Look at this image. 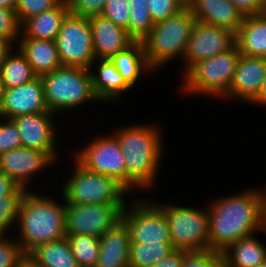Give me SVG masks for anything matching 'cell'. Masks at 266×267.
<instances>
[{
    "label": "cell",
    "instance_id": "cell-1",
    "mask_svg": "<svg viewBox=\"0 0 266 267\" xmlns=\"http://www.w3.org/2000/svg\"><path fill=\"white\" fill-rule=\"evenodd\" d=\"M209 215V248L223 252L239 239L264 232L262 190H246L212 201Z\"/></svg>",
    "mask_w": 266,
    "mask_h": 267
},
{
    "label": "cell",
    "instance_id": "cell-2",
    "mask_svg": "<svg viewBox=\"0 0 266 267\" xmlns=\"http://www.w3.org/2000/svg\"><path fill=\"white\" fill-rule=\"evenodd\" d=\"M155 125H131L115 130L127 170V190L153 187L162 157V134ZM160 161V162H159Z\"/></svg>",
    "mask_w": 266,
    "mask_h": 267
},
{
    "label": "cell",
    "instance_id": "cell-3",
    "mask_svg": "<svg viewBox=\"0 0 266 267\" xmlns=\"http://www.w3.org/2000/svg\"><path fill=\"white\" fill-rule=\"evenodd\" d=\"M17 222L18 242L28 255L40 244L66 237L65 202L63 205L27 190L21 199Z\"/></svg>",
    "mask_w": 266,
    "mask_h": 267
},
{
    "label": "cell",
    "instance_id": "cell-4",
    "mask_svg": "<svg viewBox=\"0 0 266 267\" xmlns=\"http://www.w3.org/2000/svg\"><path fill=\"white\" fill-rule=\"evenodd\" d=\"M48 110L56 114L72 110L89 101H99L93 87L91 70L61 66L40 76Z\"/></svg>",
    "mask_w": 266,
    "mask_h": 267
},
{
    "label": "cell",
    "instance_id": "cell-5",
    "mask_svg": "<svg viewBox=\"0 0 266 267\" xmlns=\"http://www.w3.org/2000/svg\"><path fill=\"white\" fill-rule=\"evenodd\" d=\"M196 22L189 8L155 23L151 32L142 40L148 64L156 70L177 56L183 57L187 41Z\"/></svg>",
    "mask_w": 266,
    "mask_h": 267
},
{
    "label": "cell",
    "instance_id": "cell-6",
    "mask_svg": "<svg viewBox=\"0 0 266 267\" xmlns=\"http://www.w3.org/2000/svg\"><path fill=\"white\" fill-rule=\"evenodd\" d=\"M240 56L235 45L228 51L193 64L183 72V92L221 98L229 89Z\"/></svg>",
    "mask_w": 266,
    "mask_h": 267
},
{
    "label": "cell",
    "instance_id": "cell-7",
    "mask_svg": "<svg viewBox=\"0 0 266 267\" xmlns=\"http://www.w3.org/2000/svg\"><path fill=\"white\" fill-rule=\"evenodd\" d=\"M72 175L64 184L63 201L73 204H126L129 192L115 178L86 170L76 160Z\"/></svg>",
    "mask_w": 266,
    "mask_h": 267
},
{
    "label": "cell",
    "instance_id": "cell-8",
    "mask_svg": "<svg viewBox=\"0 0 266 267\" xmlns=\"http://www.w3.org/2000/svg\"><path fill=\"white\" fill-rule=\"evenodd\" d=\"M165 212L172 245L186 251L209 250V215L207 210L174 204H158Z\"/></svg>",
    "mask_w": 266,
    "mask_h": 267
},
{
    "label": "cell",
    "instance_id": "cell-9",
    "mask_svg": "<svg viewBox=\"0 0 266 267\" xmlns=\"http://www.w3.org/2000/svg\"><path fill=\"white\" fill-rule=\"evenodd\" d=\"M55 41L63 66L93 70L96 57L89 18L69 13L63 20Z\"/></svg>",
    "mask_w": 266,
    "mask_h": 267
},
{
    "label": "cell",
    "instance_id": "cell-10",
    "mask_svg": "<svg viewBox=\"0 0 266 267\" xmlns=\"http://www.w3.org/2000/svg\"><path fill=\"white\" fill-rule=\"evenodd\" d=\"M125 206L122 221L130 233V243H172L165 212L151 200L137 199Z\"/></svg>",
    "mask_w": 266,
    "mask_h": 267
},
{
    "label": "cell",
    "instance_id": "cell-11",
    "mask_svg": "<svg viewBox=\"0 0 266 267\" xmlns=\"http://www.w3.org/2000/svg\"><path fill=\"white\" fill-rule=\"evenodd\" d=\"M128 204H73L65 202L66 235L101 237L122 221Z\"/></svg>",
    "mask_w": 266,
    "mask_h": 267
},
{
    "label": "cell",
    "instance_id": "cell-12",
    "mask_svg": "<svg viewBox=\"0 0 266 267\" xmlns=\"http://www.w3.org/2000/svg\"><path fill=\"white\" fill-rule=\"evenodd\" d=\"M74 159L86 170L115 178L127 189V170L117 136H101L75 152Z\"/></svg>",
    "mask_w": 266,
    "mask_h": 267
},
{
    "label": "cell",
    "instance_id": "cell-13",
    "mask_svg": "<svg viewBox=\"0 0 266 267\" xmlns=\"http://www.w3.org/2000/svg\"><path fill=\"white\" fill-rule=\"evenodd\" d=\"M236 33L229 29L196 21L187 41L183 62L187 71L193 64L232 49Z\"/></svg>",
    "mask_w": 266,
    "mask_h": 267
},
{
    "label": "cell",
    "instance_id": "cell-14",
    "mask_svg": "<svg viewBox=\"0 0 266 267\" xmlns=\"http://www.w3.org/2000/svg\"><path fill=\"white\" fill-rule=\"evenodd\" d=\"M50 111L21 115L11 119L20 133L22 147L39 150L58 159L55 138L56 127Z\"/></svg>",
    "mask_w": 266,
    "mask_h": 267
},
{
    "label": "cell",
    "instance_id": "cell-15",
    "mask_svg": "<svg viewBox=\"0 0 266 267\" xmlns=\"http://www.w3.org/2000/svg\"><path fill=\"white\" fill-rule=\"evenodd\" d=\"M49 154L25 147L11 149L0 155V171L28 190L32 176L54 163Z\"/></svg>",
    "mask_w": 266,
    "mask_h": 267
},
{
    "label": "cell",
    "instance_id": "cell-16",
    "mask_svg": "<svg viewBox=\"0 0 266 267\" xmlns=\"http://www.w3.org/2000/svg\"><path fill=\"white\" fill-rule=\"evenodd\" d=\"M48 111L43 83L37 76L18 87L5 89L0 106V118L13 119L21 115Z\"/></svg>",
    "mask_w": 266,
    "mask_h": 267
},
{
    "label": "cell",
    "instance_id": "cell-17",
    "mask_svg": "<svg viewBox=\"0 0 266 267\" xmlns=\"http://www.w3.org/2000/svg\"><path fill=\"white\" fill-rule=\"evenodd\" d=\"M265 78L266 58L241 55L229 89L222 97L238 98L249 104L258 95Z\"/></svg>",
    "mask_w": 266,
    "mask_h": 267
},
{
    "label": "cell",
    "instance_id": "cell-18",
    "mask_svg": "<svg viewBox=\"0 0 266 267\" xmlns=\"http://www.w3.org/2000/svg\"><path fill=\"white\" fill-rule=\"evenodd\" d=\"M95 57L110 59L113 55L126 50L135 40L127 30L101 15L89 18Z\"/></svg>",
    "mask_w": 266,
    "mask_h": 267
},
{
    "label": "cell",
    "instance_id": "cell-19",
    "mask_svg": "<svg viewBox=\"0 0 266 267\" xmlns=\"http://www.w3.org/2000/svg\"><path fill=\"white\" fill-rule=\"evenodd\" d=\"M196 21L226 28L234 33L245 15L229 0H194L188 7Z\"/></svg>",
    "mask_w": 266,
    "mask_h": 267
},
{
    "label": "cell",
    "instance_id": "cell-20",
    "mask_svg": "<svg viewBox=\"0 0 266 267\" xmlns=\"http://www.w3.org/2000/svg\"><path fill=\"white\" fill-rule=\"evenodd\" d=\"M130 233L123 221L100 237L95 267H129Z\"/></svg>",
    "mask_w": 266,
    "mask_h": 267
},
{
    "label": "cell",
    "instance_id": "cell-21",
    "mask_svg": "<svg viewBox=\"0 0 266 267\" xmlns=\"http://www.w3.org/2000/svg\"><path fill=\"white\" fill-rule=\"evenodd\" d=\"M18 41V48L26 56L37 76L40 77L62 66L56 41L28 38L22 33Z\"/></svg>",
    "mask_w": 266,
    "mask_h": 267
},
{
    "label": "cell",
    "instance_id": "cell-22",
    "mask_svg": "<svg viewBox=\"0 0 266 267\" xmlns=\"http://www.w3.org/2000/svg\"><path fill=\"white\" fill-rule=\"evenodd\" d=\"M236 45L241 55L266 58V11L245 15L236 33Z\"/></svg>",
    "mask_w": 266,
    "mask_h": 267
},
{
    "label": "cell",
    "instance_id": "cell-23",
    "mask_svg": "<svg viewBox=\"0 0 266 267\" xmlns=\"http://www.w3.org/2000/svg\"><path fill=\"white\" fill-rule=\"evenodd\" d=\"M70 13L66 0L56 7L28 18L21 25V33L28 38L55 41L63 20Z\"/></svg>",
    "mask_w": 266,
    "mask_h": 267
},
{
    "label": "cell",
    "instance_id": "cell-24",
    "mask_svg": "<svg viewBox=\"0 0 266 267\" xmlns=\"http://www.w3.org/2000/svg\"><path fill=\"white\" fill-rule=\"evenodd\" d=\"M96 62L99 63L96 70L98 72L91 71V75L95 94L100 101L107 103L114 99V102L121 94L131 89L110 59L96 58L94 63L97 64Z\"/></svg>",
    "mask_w": 266,
    "mask_h": 267
},
{
    "label": "cell",
    "instance_id": "cell-25",
    "mask_svg": "<svg viewBox=\"0 0 266 267\" xmlns=\"http://www.w3.org/2000/svg\"><path fill=\"white\" fill-rule=\"evenodd\" d=\"M255 236L243 237L222 252L226 267H257L266 261V247Z\"/></svg>",
    "mask_w": 266,
    "mask_h": 267
},
{
    "label": "cell",
    "instance_id": "cell-26",
    "mask_svg": "<svg viewBox=\"0 0 266 267\" xmlns=\"http://www.w3.org/2000/svg\"><path fill=\"white\" fill-rule=\"evenodd\" d=\"M110 61L131 88L139 80L142 70L146 69L145 71H148L149 69L152 71L141 41H135L126 50L113 55Z\"/></svg>",
    "mask_w": 266,
    "mask_h": 267
},
{
    "label": "cell",
    "instance_id": "cell-27",
    "mask_svg": "<svg viewBox=\"0 0 266 267\" xmlns=\"http://www.w3.org/2000/svg\"><path fill=\"white\" fill-rule=\"evenodd\" d=\"M27 256L40 267H79L66 237L40 244Z\"/></svg>",
    "mask_w": 266,
    "mask_h": 267
},
{
    "label": "cell",
    "instance_id": "cell-28",
    "mask_svg": "<svg viewBox=\"0 0 266 267\" xmlns=\"http://www.w3.org/2000/svg\"><path fill=\"white\" fill-rule=\"evenodd\" d=\"M12 49L5 53L0 62V76L5 89L18 87L37 77L21 50L18 48V54H12Z\"/></svg>",
    "mask_w": 266,
    "mask_h": 267
},
{
    "label": "cell",
    "instance_id": "cell-29",
    "mask_svg": "<svg viewBox=\"0 0 266 267\" xmlns=\"http://www.w3.org/2000/svg\"><path fill=\"white\" fill-rule=\"evenodd\" d=\"M174 250L172 243H130L129 267H151Z\"/></svg>",
    "mask_w": 266,
    "mask_h": 267
},
{
    "label": "cell",
    "instance_id": "cell-30",
    "mask_svg": "<svg viewBox=\"0 0 266 267\" xmlns=\"http://www.w3.org/2000/svg\"><path fill=\"white\" fill-rule=\"evenodd\" d=\"M72 255L79 267H95L98 261L100 237L92 235H66Z\"/></svg>",
    "mask_w": 266,
    "mask_h": 267
},
{
    "label": "cell",
    "instance_id": "cell-31",
    "mask_svg": "<svg viewBox=\"0 0 266 267\" xmlns=\"http://www.w3.org/2000/svg\"><path fill=\"white\" fill-rule=\"evenodd\" d=\"M128 6L130 17L127 32L135 41H141L155 24L150 16L147 0H128Z\"/></svg>",
    "mask_w": 266,
    "mask_h": 267
},
{
    "label": "cell",
    "instance_id": "cell-32",
    "mask_svg": "<svg viewBox=\"0 0 266 267\" xmlns=\"http://www.w3.org/2000/svg\"><path fill=\"white\" fill-rule=\"evenodd\" d=\"M24 194H9L0 197V235L10 230L18 220L19 206Z\"/></svg>",
    "mask_w": 266,
    "mask_h": 267
},
{
    "label": "cell",
    "instance_id": "cell-33",
    "mask_svg": "<svg viewBox=\"0 0 266 267\" xmlns=\"http://www.w3.org/2000/svg\"><path fill=\"white\" fill-rule=\"evenodd\" d=\"M182 267H226L221 252L209 250L187 251Z\"/></svg>",
    "mask_w": 266,
    "mask_h": 267
},
{
    "label": "cell",
    "instance_id": "cell-34",
    "mask_svg": "<svg viewBox=\"0 0 266 267\" xmlns=\"http://www.w3.org/2000/svg\"><path fill=\"white\" fill-rule=\"evenodd\" d=\"M62 0H18L16 16L22 25L28 18L56 7Z\"/></svg>",
    "mask_w": 266,
    "mask_h": 267
},
{
    "label": "cell",
    "instance_id": "cell-35",
    "mask_svg": "<svg viewBox=\"0 0 266 267\" xmlns=\"http://www.w3.org/2000/svg\"><path fill=\"white\" fill-rule=\"evenodd\" d=\"M26 256L18 240L0 235V267H18Z\"/></svg>",
    "mask_w": 266,
    "mask_h": 267
},
{
    "label": "cell",
    "instance_id": "cell-36",
    "mask_svg": "<svg viewBox=\"0 0 266 267\" xmlns=\"http://www.w3.org/2000/svg\"><path fill=\"white\" fill-rule=\"evenodd\" d=\"M21 34V24L18 21L14 9L0 8V38L11 46L17 44Z\"/></svg>",
    "mask_w": 266,
    "mask_h": 267
},
{
    "label": "cell",
    "instance_id": "cell-37",
    "mask_svg": "<svg viewBox=\"0 0 266 267\" xmlns=\"http://www.w3.org/2000/svg\"><path fill=\"white\" fill-rule=\"evenodd\" d=\"M147 5L154 23L164 21L184 9L178 0H147Z\"/></svg>",
    "mask_w": 266,
    "mask_h": 267
},
{
    "label": "cell",
    "instance_id": "cell-38",
    "mask_svg": "<svg viewBox=\"0 0 266 267\" xmlns=\"http://www.w3.org/2000/svg\"><path fill=\"white\" fill-rule=\"evenodd\" d=\"M130 9L128 0H107L101 16L127 30Z\"/></svg>",
    "mask_w": 266,
    "mask_h": 267
},
{
    "label": "cell",
    "instance_id": "cell-39",
    "mask_svg": "<svg viewBox=\"0 0 266 267\" xmlns=\"http://www.w3.org/2000/svg\"><path fill=\"white\" fill-rule=\"evenodd\" d=\"M0 155L22 147L20 133L11 119L0 118ZM3 120V121H2Z\"/></svg>",
    "mask_w": 266,
    "mask_h": 267
},
{
    "label": "cell",
    "instance_id": "cell-40",
    "mask_svg": "<svg viewBox=\"0 0 266 267\" xmlns=\"http://www.w3.org/2000/svg\"><path fill=\"white\" fill-rule=\"evenodd\" d=\"M73 15L91 18L101 15L107 0H66Z\"/></svg>",
    "mask_w": 266,
    "mask_h": 267
},
{
    "label": "cell",
    "instance_id": "cell-41",
    "mask_svg": "<svg viewBox=\"0 0 266 267\" xmlns=\"http://www.w3.org/2000/svg\"><path fill=\"white\" fill-rule=\"evenodd\" d=\"M244 15L260 14L266 11V0H229Z\"/></svg>",
    "mask_w": 266,
    "mask_h": 267
},
{
    "label": "cell",
    "instance_id": "cell-42",
    "mask_svg": "<svg viewBox=\"0 0 266 267\" xmlns=\"http://www.w3.org/2000/svg\"><path fill=\"white\" fill-rule=\"evenodd\" d=\"M27 190L16 184L10 177L0 171V197L9 194H25Z\"/></svg>",
    "mask_w": 266,
    "mask_h": 267
},
{
    "label": "cell",
    "instance_id": "cell-43",
    "mask_svg": "<svg viewBox=\"0 0 266 267\" xmlns=\"http://www.w3.org/2000/svg\"><path fill=\"white\" fill-rule=\"evenodd\" d=\"M187 251L175 249L167 257L151 267H182L183 257Z\"/></svg>",
    "mask_w": 266,
    "mask_h": 267
},
{
    "label": "cell",
    "instance_id": "cell-44",
    "mask_svg": "<svg viewBox=\"0 0 266 267\" xmlns=\"http://www.w3.org/2000/svg\"><path fill=\"white\" fill-rule=\"evenodd\" d=\"M253 104L266 105V78L263 80L258 95L251 101Z\"/></svg>",
    "mask_w": 266,
    "mask_h": 267
},
{
    "label": "cell",
    "instance_id": "cell-45",
    "mask_svg": "<svg viewBox=\"0 0 266 267\" xmlns=\"http://www.w3.org/2000/svg\"><path fill=\"white\" fill-rule=\"evenodd\" d=\"M12 46L5 41L4 39L0 38V62L4 58L5 53L11 48Z\"/></svg>",
    "mask_w": 266,
    "mask_h": 267
},
{
    "label": "cell",
    "instance_id": "cell-46",
    "mask_svg": "<svg viewBox=\"0 0 266 267\" xmlns=\"http://www.w3.org/2000/svg\"><path fill=\"white\" fill-rule=\"evenodd\" d=\"M18 0H0V8L14 9L16 8Z\"/></svg>",
    "mask_w": 266,
    "mask_h": 267
},
{
    "label": "cell",
    "instance_id": "cell-47",
    "mask_svg": "<svg viewBox=\"0 0 266 267\" xmlns=\"http://www.w3.org/2000/svg\"><path fill=\"white\" fill-rule=\"evenodd\" d=\"M18 267H40L29 256H26L18 265Z\"/></svg>",
    "mask_w": 266,
    "mask_h": 267
},
{
    "label": "cell",
    "instance_id": "cell-48",
    "mask_svg": "<svg viewBox=\"0 0 266 267\" xmlns=\"http://www.w3.org/2000/svg\"><path fill=\"white\" fill-rule=\"evenodd\" d=\"M4 92H5V87H4V83L2 82V78L0 76V106L3 101Z\"/></svg>",
    "mask_w": 266,
    "mask_h": 267
},
{
    "label": "cell",
    "instance_id": "cell-49",
    "mask_svg": "<svg viewBox=\"0 0 266 267\" xmlns=\"http://www.w3.org/2000/svg\"><path fill=\"white\" fill-rule=\"evenodd\" d=\"M181 5H183L184 8H188L194 0H178Z\"/></svg>",
    "mask_w": 266,
    "mask_h": 267
},
{
    "label": "cell",
    "instance_id": "cell-50",
    "mask_svg": "<svg viewBox=\"0 0 266 267\" xmlns=\"http://www.w3.org/2000/svg\"><path fill=\"white\" fill-rule=\"evenodd\" d=\"M262 195H263V208H264V212H266V191L265 190L262 191Z\"/></svg>",
    "mask_w": 266,
    "mask_h": 267
},
{
    "label": "cell",
    "instance_id": "cell-51",
    "mask_svg": "<svg viewBox=\"0 0 266 267\" xmlns=\"http://www.w3.org/2000/svg\"><path fill=\"white\" fill-rule=\"evenodd\" d=\"M264 233H266V212H264Z\"/></svg>",
    "mask_w": 266,
    "mask_h": 267
},
{
    "label": "cell",
    "instance_id": "cell-52",
    "mask_svg": "<svg viewBox=\"0 0 266 267\" xmlns=\"http://www.w3.org/2000/svg\"><path fill=\"white\" fill-rule=\"evenodd\" d=\"M257 267H266V261L260 263Z\"/></svg>",
    "mask_w": 266,
    "mask_h": 267
}]
</instances>
